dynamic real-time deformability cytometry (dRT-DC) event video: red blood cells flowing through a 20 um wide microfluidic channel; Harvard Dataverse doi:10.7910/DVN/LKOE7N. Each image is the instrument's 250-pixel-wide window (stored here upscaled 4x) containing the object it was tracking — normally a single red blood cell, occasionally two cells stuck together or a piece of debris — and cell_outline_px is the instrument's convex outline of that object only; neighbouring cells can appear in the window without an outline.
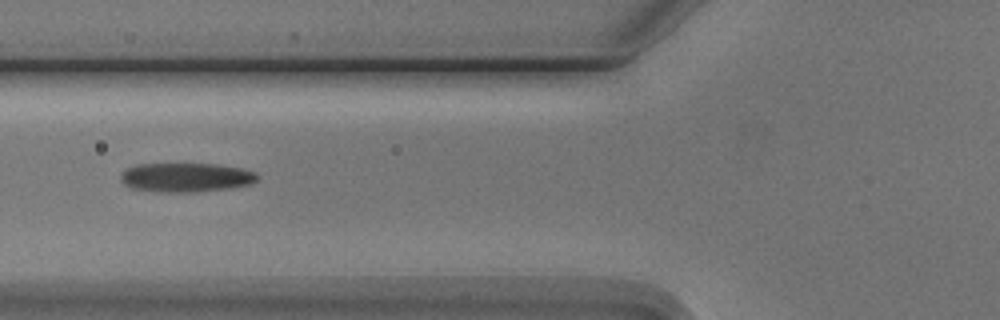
{"species": "Egyptian fruit bat (a non-hibernating species)", "species_latin": "Rousettus aegyptiacus", "temperature_condition": "cold", "stored_images_in_passage": 7, "camera_frame_rate_fps": 3000, "um_per_image_px": 0.085, "animal": {"sex": "male"}, "frame": {"image": 1, "passage_image": 6, "time_ms": 6.0, "image_size_px": [1000, 320], "cell_outline_px": [[260, 176], [252, 184], [232, 188], [196, 192], [160, 192], [132, 188], [124, 184], [120, 180], [120, 176], [128, 168], [136, 164], [212, 164], [240, 168], [256, 172]], "centroid_in_image_um": [15.84, 15.09], "position_along_channel_um": 110.0, "area_um2": 23.24}}
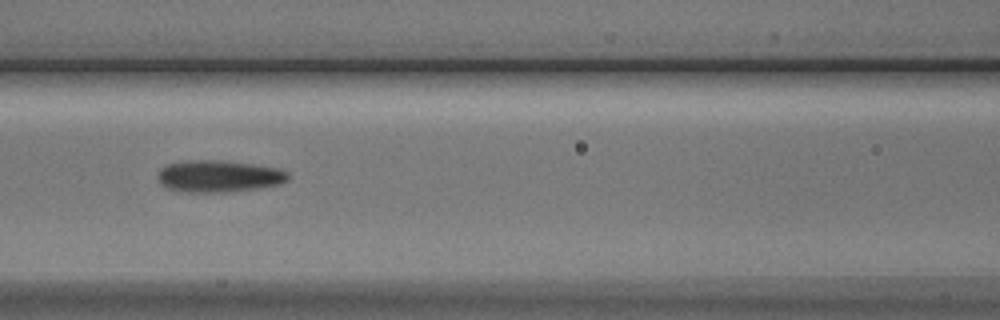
{"frame": {"image": 2, "passage_image": 7, "time_ms": 7.0, "image_size_px": [1000, 320], "cell_outline_px": [[288, 180], [280, 184], [256, 188], [228, 192], [176, 192], [164, 188], [160, 184], [156, 176], [160, 168], [168, 164], [192, 160], [216, 160], [252, 164], [276, 168], [288, 172]], "centroid_in_image_um": [18.52, 14.99], "position_along_channel_um": 148.1, "area_um2": 24.33}}